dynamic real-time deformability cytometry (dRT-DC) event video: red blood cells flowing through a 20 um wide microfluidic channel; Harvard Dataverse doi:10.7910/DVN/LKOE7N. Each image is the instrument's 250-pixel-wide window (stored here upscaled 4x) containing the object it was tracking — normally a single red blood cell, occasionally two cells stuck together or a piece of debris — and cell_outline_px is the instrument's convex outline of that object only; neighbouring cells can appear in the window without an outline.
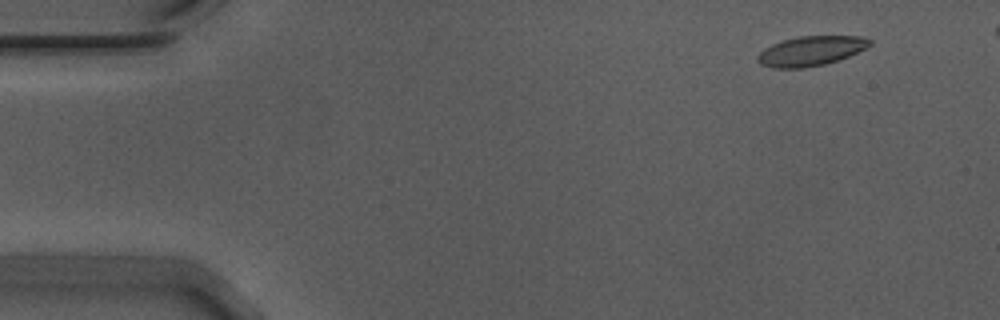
{"species": "Egyptian fruit bat (a non-hibernating species)", "species_latin": "Rousettus aegyptiacus", "temperature_condition": "warm", "stored_images_in_passage": 16, "camera_frame_rate_fps": 3000, "um_per_image_px": 0.085, "animal": {"sex": "male"}, "frame": {"image": 1, "passage_image": 5, "time_ms": 1.333, "image_size_px": [1000, 320], "cell_outline_px": [[872, 44], [848, 56], [824, 64], [804, 68], [772, 68], [760, 64], [756, 60], [756, 56], [764, 48], [772, 44], [796, 36], [860, 36], [872, 40]], "centroid_in_image_um": [68.87, 4.33], "position_along_channel_um": 16.1, "area_um2": 19.31}}